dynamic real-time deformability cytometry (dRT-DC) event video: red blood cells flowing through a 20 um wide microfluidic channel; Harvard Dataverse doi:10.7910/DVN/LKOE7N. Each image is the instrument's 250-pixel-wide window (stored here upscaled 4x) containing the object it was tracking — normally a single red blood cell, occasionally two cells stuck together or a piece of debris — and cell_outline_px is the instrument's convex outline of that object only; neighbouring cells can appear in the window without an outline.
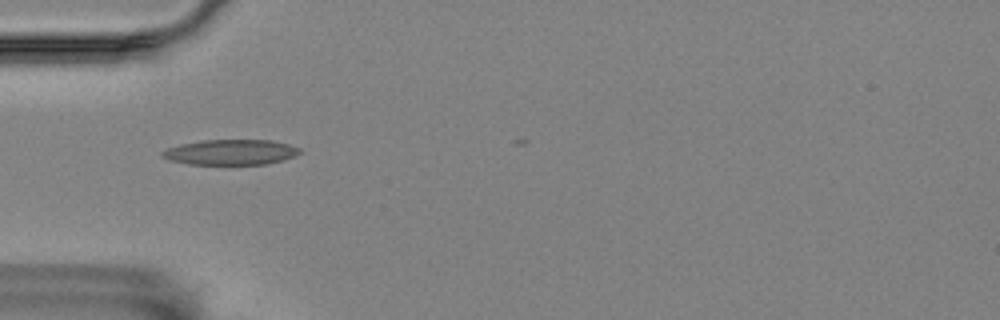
{"species": "Egyptian fruit bat (a non-hibernating species)", "species_latin": "Rousettus aegyptiacus", "temperature_condition": "room temperature", "stored_images_in_passage": 2, "camera_frame_rate_fps": 3000, "um_per_image_px": 0.085, "animal": {"sex": "female"}, "frame": {"image": 1, "passage_image": 1, "time_ms": 0.0, "image_size_px": [1000, 320], "cell_outline_px": [[300, 152], [284, 160], [264, 164], [188, 164], [168, 160], [160, 156], [160, 152], [168, 148], [180, 144], [200, 140], [272, 140], [288, 144], [300, 148]], "centroid_in_image_um": [19.56, 12.93], "position_along_channel_um": 65.4, "area_um2": 20.29}}